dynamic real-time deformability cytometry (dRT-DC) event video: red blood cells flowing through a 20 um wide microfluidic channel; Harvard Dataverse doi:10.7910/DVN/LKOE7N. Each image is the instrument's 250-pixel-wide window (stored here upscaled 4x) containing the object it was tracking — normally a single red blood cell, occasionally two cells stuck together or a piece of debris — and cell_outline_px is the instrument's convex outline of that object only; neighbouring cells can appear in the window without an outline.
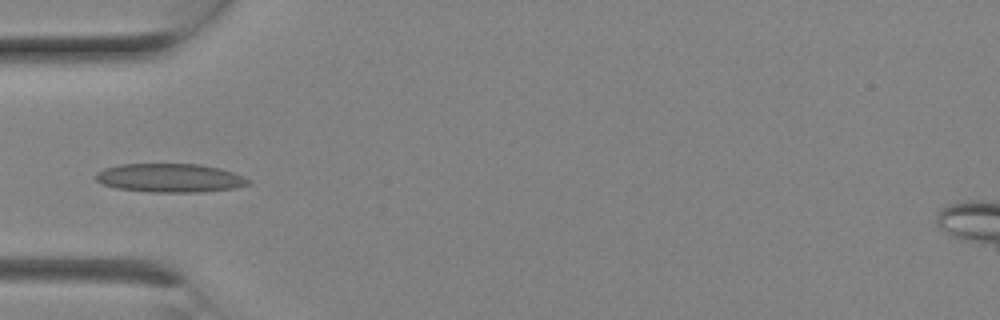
{"species": "Egyptian fruit bat (a non-hibernating species)", "species_latin": "Rousettus aegyptiacus", "temperature_condition": "room temperature", "stored_images_in_passage": 8, "camera_frame_rate_fps": 3000, "um_per_image_px": 0.085, "animal": {"sex": "female"}, "frame": {"image": 1, "passage_image": 6, "time_ms": 1.667, "image_size_px": [1000, 320], "cell_outline_px": [[252, 184], [232, 188], [204, 192], [148, 192], [116, 188], [104, 184], [96, 180], [96, 172], [104, 168], [120, 164], [200, 164], [220, 168], [244, 176], [252, 180]], "centroid_in_image_um": [14.48, 15.12], "position_along_channel_um": 70.5, "area_um2": 25.66}}
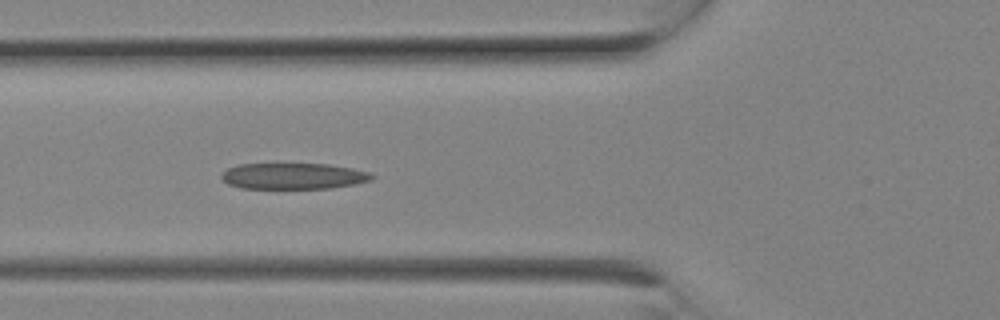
{"frame": {"image": 2, "passage_image": 7, "time_ms": 2.0, "image_size_px": [1000, 320], "cell_outline_px": [[376, 176], [372, 180], [356, 184], [328, 188], [240, 188], [228, 184], [220, 176], [220, 172], [236, 164], [328, 164], [352, 168], [368, 172]], "centroid_in_image_um": [24.92, 14.96], "position_along_channel_um": 100.9, "area_um2": 22.95}}
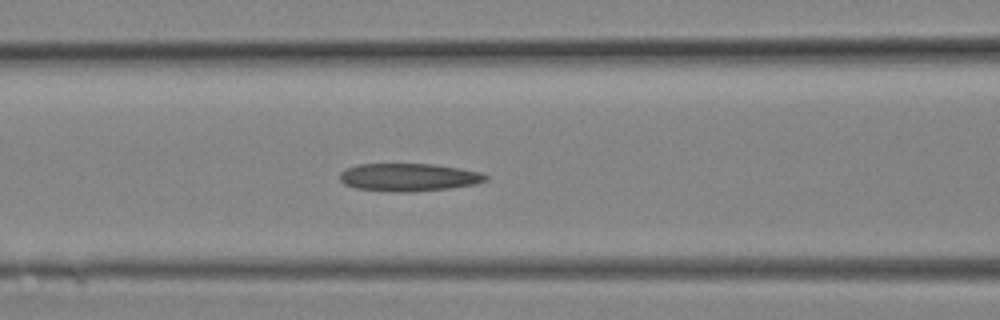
{"frame": {"image": 3, "passage_image": 8, "time_ms": 2.333, "image_size_px": [1000, 320], "cell_outline_px": [[488, 180], [476, 184], [448, 188], [408, 192], [392, 192], [356, 188], [344, 184], [340, 180], [340, 172], [344, 168], [356, 164], [436, 164], [460, 168], [480, 172], [488, 176]], "centroid_in_image_um": [34.72, 15.06], "position_along_channel_um": 131.9, "area_um2": 23.81}}